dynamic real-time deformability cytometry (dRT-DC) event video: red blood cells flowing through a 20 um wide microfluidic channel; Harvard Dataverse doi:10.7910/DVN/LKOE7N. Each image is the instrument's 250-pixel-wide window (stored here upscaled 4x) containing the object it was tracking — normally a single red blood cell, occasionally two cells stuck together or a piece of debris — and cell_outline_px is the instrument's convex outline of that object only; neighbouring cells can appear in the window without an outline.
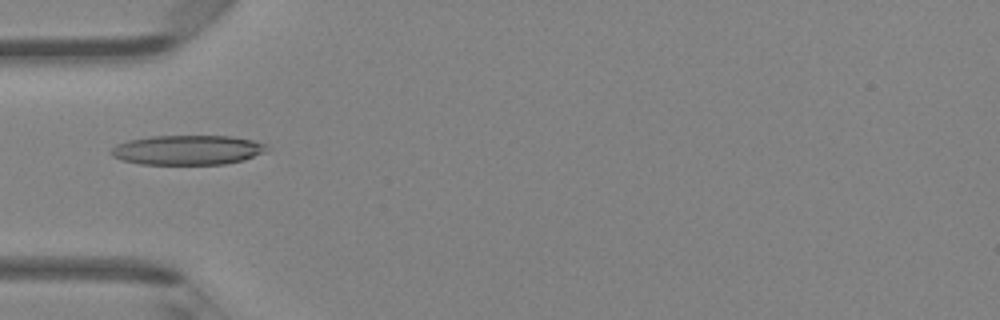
{"species": "Egyptian fruit bat (a non-hibernating species)", "species_latin": "Rousettus aegyptiacus", "temperature_condition": "room temperature", "stored_images_in_passage": 4, "camera_frame_rate_fps": 3000, "um_per_image_px": 0.085, "animal": {"sex": "female"}, "frame": {"image": 1, "passage_image": 4, "time_ms": 3.333, "image_size_px": [1000, 320], "cell_outline_px": [[268, 148], [264, 152], [244, 160], [224, 164], [140, 164], [120, 160], [112, 156], [112, 148], [116, 144], [128, 140], [152, 136], [232, 136], [252, 140], [268, 144]], "centroid_in_image_um": [15.94, 12.75], "position_along_channel_um": 69.1, "area_um2": 26.93}}